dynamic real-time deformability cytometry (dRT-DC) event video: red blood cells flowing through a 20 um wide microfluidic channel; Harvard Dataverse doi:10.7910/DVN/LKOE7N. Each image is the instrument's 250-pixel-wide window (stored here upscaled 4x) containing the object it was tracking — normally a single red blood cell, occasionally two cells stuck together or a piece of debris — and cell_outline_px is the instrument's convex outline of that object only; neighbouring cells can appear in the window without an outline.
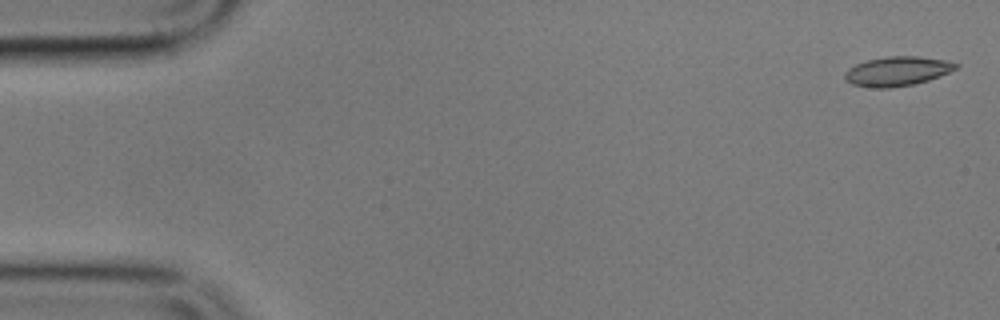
{"species": "common noctule bat (a hibernating species)", "species_latin": "Nyctalus noctula", "temperature_condition": "cold", "stored_images_in_passage": 5, "camera_frame_rate_fps": 3000, "um_per_image_px": 0.085, "animal": {"sex": "male", "body_mass_g": 17.9}, "frame": {"image": 1, "passage_image": 1, "time_ms": 0.0, "image_size_px": [1000, 320], "cell_outline_px": [[960, 64], [956, 68], [940, 76], [928, 80], [912, 84], [892, 88], [876, 88], [852, 84], [844, 80], [844, 72], [848, 68], [856, 64], [868, 60], [888, 56], [920, 56], [944, 60]], "centroid_in_image_um": [76.24, 6.05], "position_along_channel_um": 8.8, "area_um2": 18.96}}
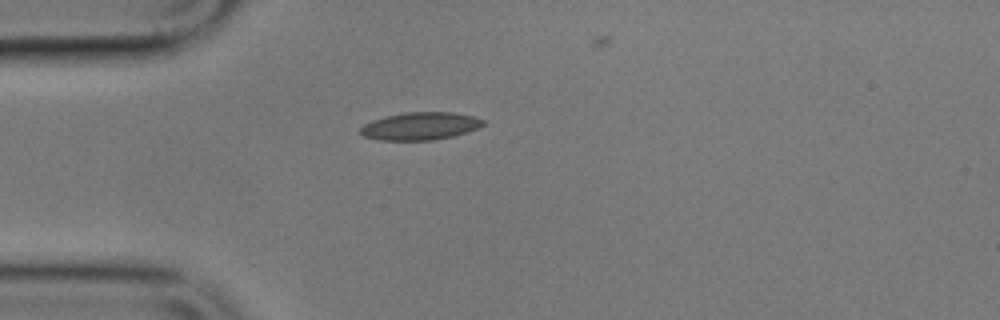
{"frame": {"image": 2, "passage_image": 5, "time_ms": 4.667, "image_size_px": [1000, 320], "cell_outline_px": [[484, 124], [468, 132], [452, 136], [432, 140], [380, 140], [364, 136], [360, 132], [360, 128], [364, 124], [372, 120], [404, 112], [452, 112], [472, 116], [484, 120]], "centroid_in_image_um": [35.71, 10.71], "position_along_channel_um": 49.3, "area_um2": 19.59}}